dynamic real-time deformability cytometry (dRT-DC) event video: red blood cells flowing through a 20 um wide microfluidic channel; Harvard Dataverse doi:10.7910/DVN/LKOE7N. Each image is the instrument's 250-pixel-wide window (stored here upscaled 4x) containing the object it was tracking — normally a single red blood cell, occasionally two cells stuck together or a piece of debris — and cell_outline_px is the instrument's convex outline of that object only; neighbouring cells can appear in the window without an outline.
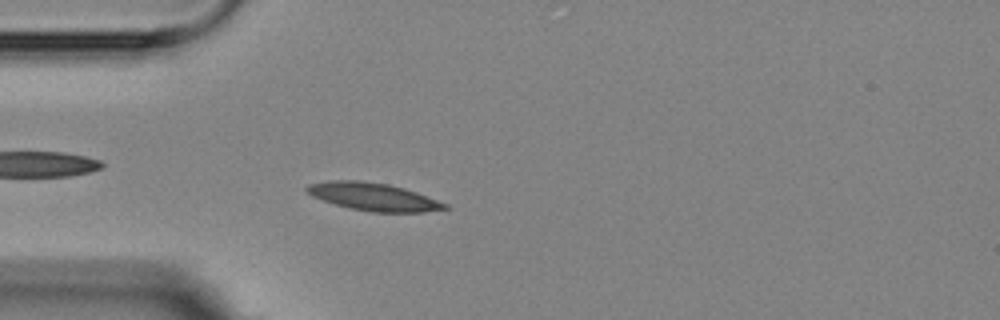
{"species": "Egyptian fruit bat (a non-hibernating species)", "species_latin": "Rousettus aegyptiacus", "temperature_condition": "room temperature", "stored_images_in_passage": 4, "camera_frame_rate_fps": 3000, "um_per_image_px": 0.085, "animal": {"sex": "female"}, "frame": {"image": 1, "passage_image": 4, "time_ms": 3.667, "image_size_px": [1000, 320], "cell_outline_px": [[452, 208], [424, 212], [372, 212], [348, 208], [312, 196], [304, 192], [304, 188], [308, 184], [332, 180], [360, 180], [388, 184], [404, 188], [416, 192], [448, 204]], "centroid_in_image_um": [31.73, 16.72], "position_along_channel_um": 53.3, "area_um2": 22.43}}